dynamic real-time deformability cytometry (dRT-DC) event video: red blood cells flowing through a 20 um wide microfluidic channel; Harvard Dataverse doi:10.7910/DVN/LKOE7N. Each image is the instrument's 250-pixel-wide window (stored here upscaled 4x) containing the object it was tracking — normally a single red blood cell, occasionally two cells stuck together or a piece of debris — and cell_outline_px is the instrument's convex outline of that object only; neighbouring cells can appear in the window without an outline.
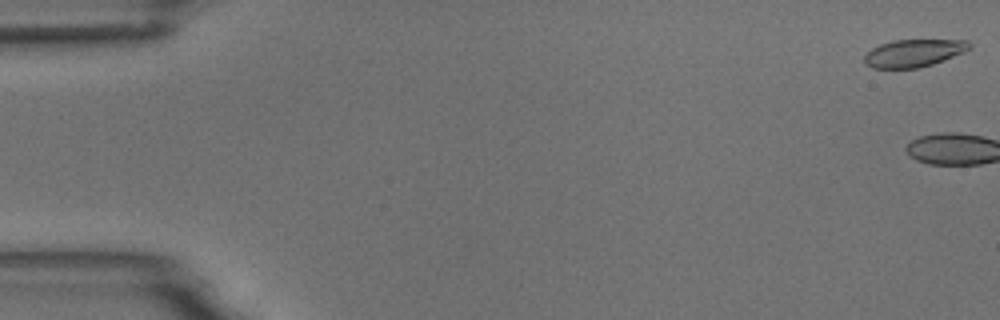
{"species": "common noctule bat (a hibernating species)", "species_latin": "Nyctalus noctula", "temperature_condition": "room temperature", "stored_images_in_passage": 5, "camera_frame_rate_fps": 3000, "um_per_image_px": 0.085, "animal": {"sex": "male", "body_mass_g": 18.8}, "frame": {"image": 1, "passage_image": 1, "time_ms": 0.0, "image_size_px": [1000, 320], "cell_outline_px": [[972, 48], [964, 52], [944, 60], [920, 68], [872, 68], [864, 64], [864, 56], [872, 48], [880, 44], [892, 40], [968, 40], [972, 44]], "centroid_in_image_um": [77.68, 4.51], "position_along_channel_um": 7.3, "area_um2": 16.99}}